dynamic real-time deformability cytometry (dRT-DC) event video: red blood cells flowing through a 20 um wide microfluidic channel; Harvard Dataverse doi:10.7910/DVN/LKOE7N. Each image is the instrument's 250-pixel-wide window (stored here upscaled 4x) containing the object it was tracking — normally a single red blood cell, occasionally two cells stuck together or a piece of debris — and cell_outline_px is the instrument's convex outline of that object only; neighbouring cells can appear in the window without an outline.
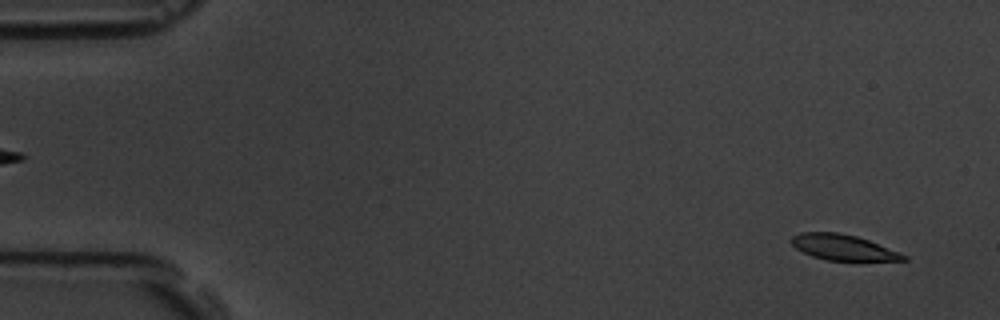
{"species": "common noctule bat (a hibernating species)", "species_latin": "Nyctalus noctula", "temperature_condition": "room temperature", "stored_images_in_passage": 13, "camera_frame_rate_fps": 3000, "um_per_image_px": 0.085, "animal": {"sex": "male", "body_mass_g": 19.5, "forearm_length_mm": 54.6}, "frame": {"image": 1, "passage_image": 3, "time_ms": 0.667, "image_size_px": [1000, 320], "cell_outline_px": [[908, 260], [828, 260], [812, 256], [796, 248], [788, 240], [792, 236], [800, 232], [840, 232], [856, 236], [868, 240], [900, 252], [908, 256]], "centroid_in_image_um": [71.64, 21.01], "position_along_channel_um": 13.4, "area_um2": 16.65}}